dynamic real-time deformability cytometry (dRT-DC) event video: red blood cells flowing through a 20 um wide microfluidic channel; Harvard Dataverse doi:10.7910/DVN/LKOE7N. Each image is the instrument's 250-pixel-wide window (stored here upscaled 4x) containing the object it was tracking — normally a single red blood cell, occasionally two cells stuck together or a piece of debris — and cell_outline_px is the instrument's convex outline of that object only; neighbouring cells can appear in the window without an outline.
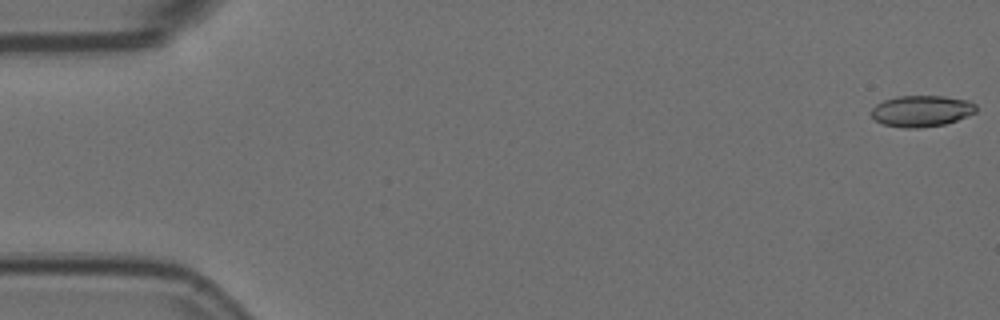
{"species": "Egyptian fruit bat (a non-hibernating species)", "species_latin": "Rousettus aegyptiacus", "temperature_condition": "room temperature", "stored_images_in_passage": 5, "camera_frame_rate_fps": 3000, "um_per_image_px": 0.085, "animal": {"sex": "female"}, "frame": {"image": 1, "passage_image": 1, "time_ms": 0.0, "image_size_px": [1000, 320], "cell_outline_px": [[976, 112], [956, 120], [944, 124], [920, 128], [904, 128], [884, 124], [876, 120], [868, 112], [876, 104], [884, 100], [896, 96], [944, 96], [968, 100], [976, 104]], "centroid_in_image_um": [78.31, 9.43], "position_along_channel_um": 6.7, "area_um2": 19.13}}
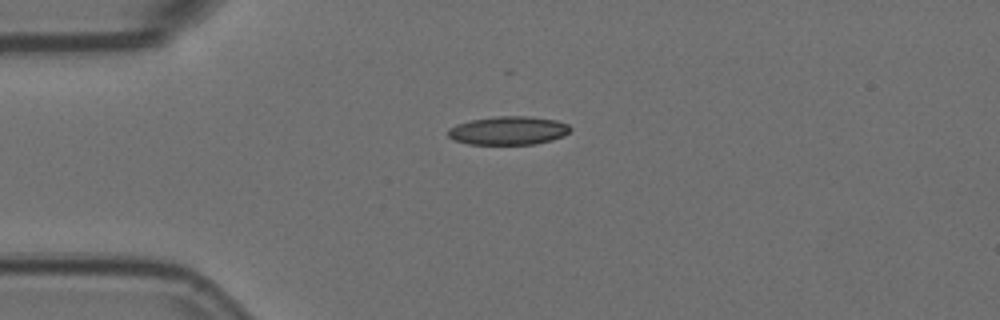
{"frame": {"image": 2, "passage_image": 4, "time_ms": 1.0, "image_size_px": [1000, 320], "cell_outline_px": [[572, 128], [564, 136], [552, 140], [536, 144], [468, 144], [452, 140], [448, 136], [448, 128], [456, 124], [472, 120], [496, 116], [528, 116], [556, 120], [568, 124]], "centroid_in_image_um": [43.21, 11.1], "position_along_channel_um": 41.8, "area_um2": 20.4}}